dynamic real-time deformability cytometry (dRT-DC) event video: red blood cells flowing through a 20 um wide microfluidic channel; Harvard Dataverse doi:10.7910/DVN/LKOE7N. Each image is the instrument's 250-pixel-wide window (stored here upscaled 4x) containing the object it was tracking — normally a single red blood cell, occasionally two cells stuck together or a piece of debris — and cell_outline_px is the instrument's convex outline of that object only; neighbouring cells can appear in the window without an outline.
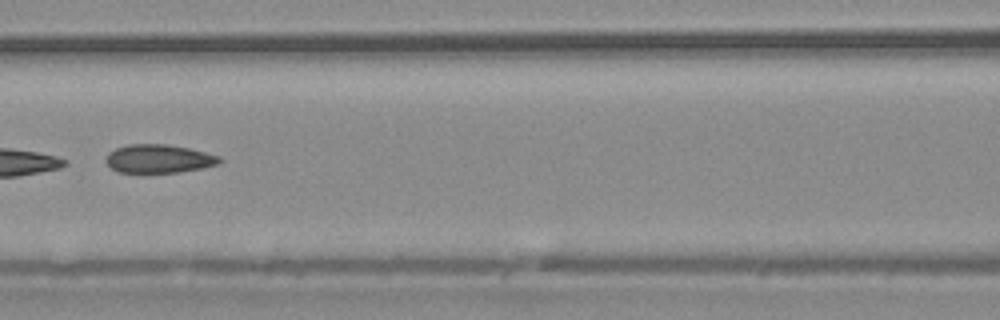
{"species": "common noctule bat (a hibernating species)", "species_latin": "Nyctalus noctula", "temperature_condition": "warm", "stored_images_in_passage": 6, "camera_frame_rate_fps": 3000, "um_per_image_px": 0.085, "animal": {"sex": "male", "body_mass_g": 20.4}, "frame": {"image": 1, "passage_image": 6, "time_ms": 1.667, "image_size_px": [1000, 320], "cell_outline_px": [[224, 160], [220, 164], [204, 168], [180, 172], [120, 172], [112, 168], [104, 160], [108, 152], [116, 148], [128, 144], [168, 144], [188, 148], [220, 156]], "centroid_in_image_um": [13.53, 13.49], "position_along_channel_um": 153.1, "area_um2": 18.96}}